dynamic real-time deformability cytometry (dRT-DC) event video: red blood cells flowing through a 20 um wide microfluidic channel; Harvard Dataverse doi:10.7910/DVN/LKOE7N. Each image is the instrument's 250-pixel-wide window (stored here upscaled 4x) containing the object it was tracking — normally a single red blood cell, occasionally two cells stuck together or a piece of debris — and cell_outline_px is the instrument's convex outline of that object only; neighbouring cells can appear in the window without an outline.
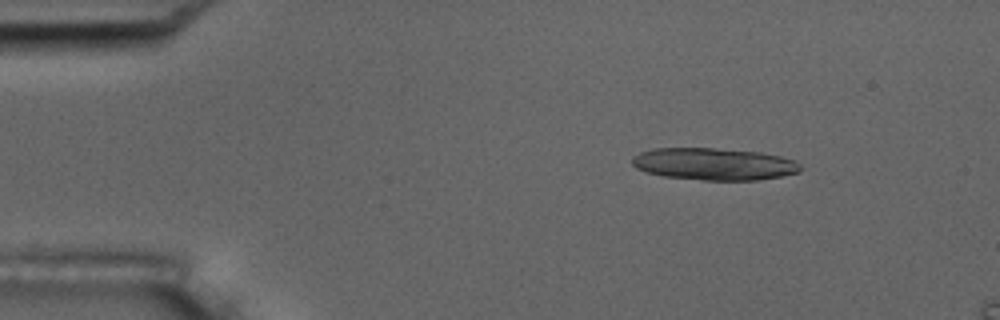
{"species": "common noctule bat (a hibernating species)", "species_latin": "Nyctalus noctula", "temperature_condition": "room temperature", "stored_images_in_passage": 6, "camera_frame_rate_fps": 3000, "um_per_image_px": 0.085, "animal": {"sex": "male", "body_mass_g": 17.5, "forearm_length_mm": 52.3}, "frame": {"image": 1, "passage_image": 3, "time_ms": 2.333, "image_size_px": [1000, 320], "cell_outline_px": [[804, 168], [800, 172], [780, 176], [756, 180], [704, 180], [664, 176], [648, 172], [636, 168], [632, 164], [632, 156], [640, 152], [652, 148], [712, 148], [760, 152], [780, 156], [796, 160]], "centroid_in_image_um": [60.71, 13.94], "position_along_channel_um": 24.3, "area_um2": 31.56}}